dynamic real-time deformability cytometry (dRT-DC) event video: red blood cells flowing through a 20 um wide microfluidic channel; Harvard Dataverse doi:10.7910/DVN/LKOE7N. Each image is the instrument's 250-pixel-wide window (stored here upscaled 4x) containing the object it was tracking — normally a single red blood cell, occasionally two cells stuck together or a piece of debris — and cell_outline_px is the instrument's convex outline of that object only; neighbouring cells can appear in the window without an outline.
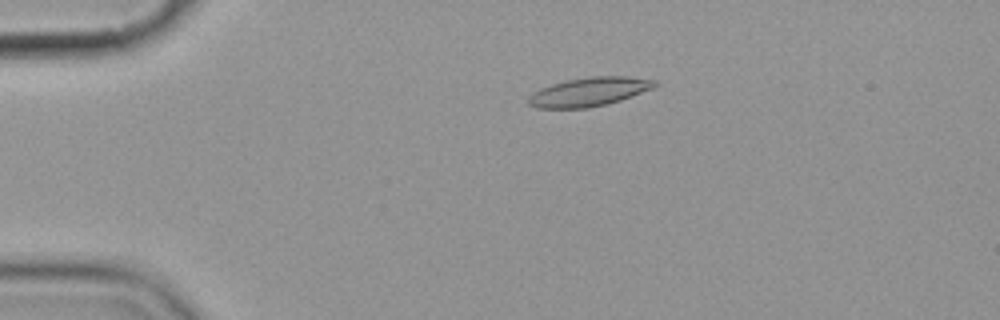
{"species": "common noctule bat (a hibernating species)", "species_latin": "Nyctalus noctula", "temperature_condition": "cold", "stored_images_in_passage": 9, "camera_frame_rate_fps": 3000, "um_per_image_px": 0.085, "animal": {"sex": "female", "body_mass_g": 19.9}, "frame": {"image": 1, "passage_image": 2, "time_ms": 1.0, "image_size_px": [1000, 320], "cell_outline_px": [[660, 84], [652, 88], [620, 100], [588, 108], [536, 108], [528, 104], [528, 96], [532, 92], [540, 88], [564, 80], [588, 76], [628, 76], [656, 80]], "centroid_in_image_um": [50.04, 7.79], "position_along_channel_um": 35.0, "area_um2": 21.33}}
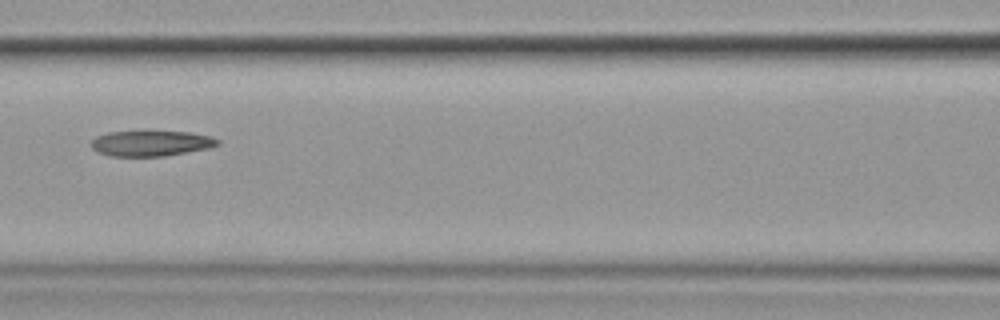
{"frame": {"image": 2, "passage_image": 6, "time_ms": 5.667, "image_size_px": [1000, 320], "cell_outline_px": [[220, 144], [208, 148], [164, 156], [108, 156], [96, 152], [92, 148], [92, 140], [96, 136], [108, 132], [192, 132], [212, 136], [220, 140]], "centroid_in_image_um": [12.84, 12.19], "position_along_channel_um": 153.8, "area_um2": 18.73}}
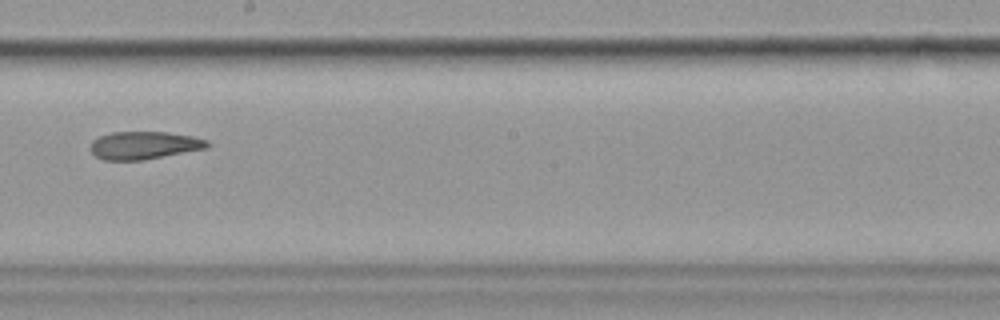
{"frame": {"image": 3, "passage_image": 8, "time_ms": 8.0, "image_size_px": [1000, 320], "cell_outline_px": [[212, 144], [208, 148], [144, 160], [104, 160], [96, 156], [88, 148], [92, 140], [100, 136], [112, 132], [168, 132], [192, 136], [208, 140]], "centroid_in_image_um": [12.26, 12.35], "position_along_channel_um": 235.9, "area_um2": 19.13}}